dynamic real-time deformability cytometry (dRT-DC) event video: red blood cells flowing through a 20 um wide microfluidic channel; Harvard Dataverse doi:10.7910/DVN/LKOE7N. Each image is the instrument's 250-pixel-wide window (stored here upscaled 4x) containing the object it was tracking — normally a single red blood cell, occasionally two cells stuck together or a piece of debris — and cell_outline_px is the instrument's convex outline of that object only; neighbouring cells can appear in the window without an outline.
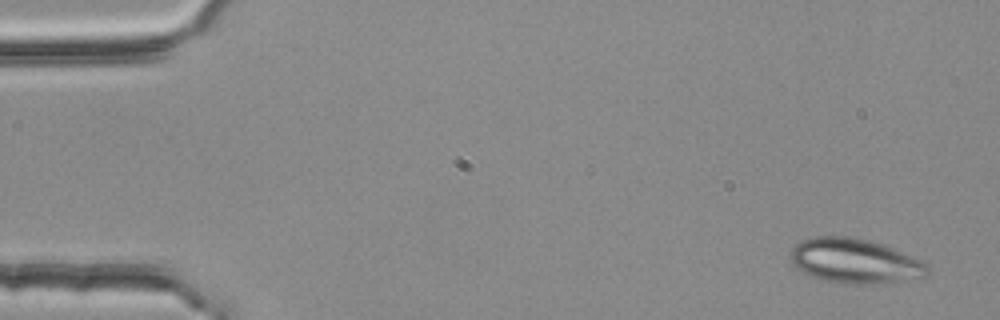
{"species": "common noctule bat (a hibernating species)", "species_latin": "Nyctalus noctula", "temperature_condition": "room temperature", "stored_images_in_passage": 4, "camera_frame_rate_fps": 3000, "um_per_image_px": 0.085, "animal": {"sex": "female", "body_mass_g": 25.1}, "frame": {"image": 1, "passage_image": 1, "time_ms": 0.0, "image_size_px": [1000, 320], "cell_outline_px": [[928, 272], [924, 276], [904, 280], [828, 280], [804, 272], [796, 268], [792, 264], [792, 248], [800, 240], [816, 236], [848, 236], [868, 240], [880, 244], [924, 260], [928, 264]], "centroid_in_image_um": [72.65, 22.09], "position_along_channel_um": 12.4, "area_um2": 33.76}}